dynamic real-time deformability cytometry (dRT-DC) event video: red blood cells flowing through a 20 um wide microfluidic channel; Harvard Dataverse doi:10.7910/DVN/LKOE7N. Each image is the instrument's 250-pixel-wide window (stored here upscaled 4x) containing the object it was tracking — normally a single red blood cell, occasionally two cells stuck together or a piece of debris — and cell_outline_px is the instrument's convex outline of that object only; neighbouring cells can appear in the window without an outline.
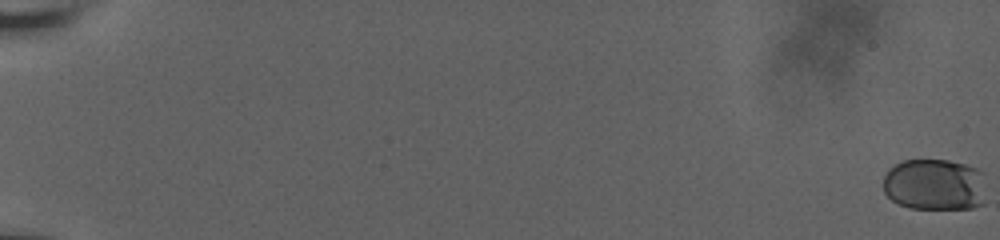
{"species": "human", "species_latin": "Homo sapiens", "temperature_condition": "room temperature", "stored_images_in_passage": 62, "camera_frame_rate_fps": 3000, "um_per_image_px": 0.085, "donor": {"sex": "male"}, "frame": {"image": 1, "passage_image": 1, "time_ms": 0.0, "image_size_px": [1000, 240], "cell_outline_px": [[984, 204], [972, 208], [912, 208], [900, 204], [892, 200], [884, 192], [884, 176], [896, 164], [904, 160], [948, 160], [964, 164], [976, 168], [984, 172]], "centroid_in_image_um": [79.48, 15.69], "position_along_channel_um": 5.5, "area_um2": 30.98}}
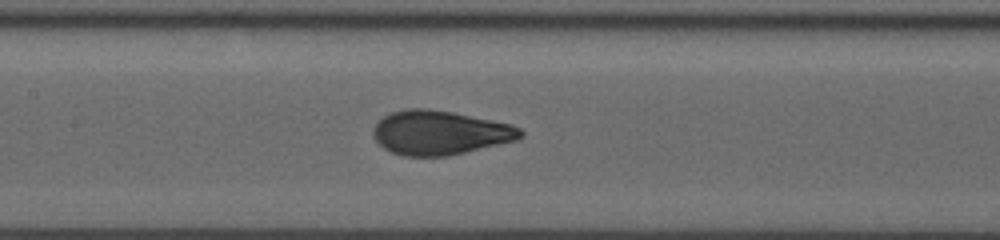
{"frame": {"image": 2, "passage_image": 34, "time_ms": 11.0, "image_size_px": [1000, 240], "cell_outline_px": [[524, 136], [516, 140], [448, 156], [404, 156], [392, 152], [384, 148], [376, 140], [372, 132], [376, 124], [384, 116], [392, 112], [408, 108], [428, 108], [452, 112], [512, 124], [520, 128], [524, 132]], "centroid_in_image_um": [37.4, 11.27], "position_along_channel_um": 170.0, "area_um2": 37.74}}
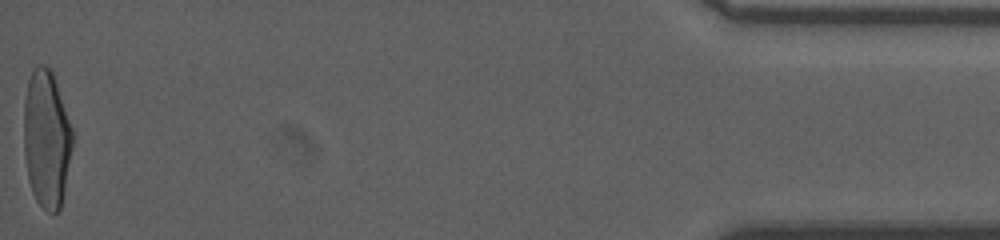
{"frame": {"image": 3, "passage_image": 62, "time_ms": 20.333, "image_size_px": [1000, 240], "cell_outline_px": [[72, 144], [64, 188], [60, 208], [52, 216], [36, 200], [32, 192], [28, 180], [24, 152], [24, 100], [28, 80], [32, 68], [36, 64], [44, 64], [52, 72], [72, 128]], "centroid_in_image_um": [3.92, 11.79], "position_along_channel_um": 431.3, "area_um2": 38.73}, "authors_computed_cell_mechanics": {"area_um2": 36.9631, "velocity_mm_per_s": 3.7205, "shape_relaxation_time_tau1_ms": 4.8318, "shape_relaxation_time_tau2_ms": null, "deformation_change_tau1": 0.1924, "deformation_change_tau2": null}}